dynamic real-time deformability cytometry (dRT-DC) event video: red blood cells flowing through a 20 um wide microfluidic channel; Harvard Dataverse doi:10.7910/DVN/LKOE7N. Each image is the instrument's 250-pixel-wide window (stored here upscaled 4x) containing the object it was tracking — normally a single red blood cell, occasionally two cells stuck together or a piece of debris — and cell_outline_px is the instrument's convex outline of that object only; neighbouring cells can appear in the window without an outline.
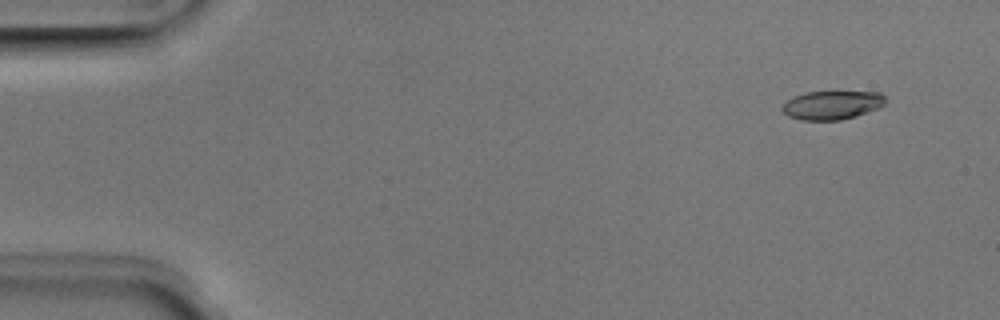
{"species": "Egyptian fruit bat (a non-hibernating species)", "species_latin": "Rousettus aegyptiacus", "temperature_condition": "room temperature", "stored_images_in_passage": 3, "camera_frame_rate_fps": 3000, "um_per_image_px": 0.085, "animal": {"sex": "male"}, "frame": {"image": 1, "passage_image": 1, "time_ms": 0.0, "image_size_px": [1000, 320], "cell_outline_px": [[884, 104], [880, 108], [856, 116], [840, 120], [800, 120], [788, 116], [780, 108], [792, 96], [808, 92], [880, 92], [884, 96]], "centroid_in_image_um": [70.71, 8.94], "position_along_channel_um": 14.3, "area_um2": 17.22}}
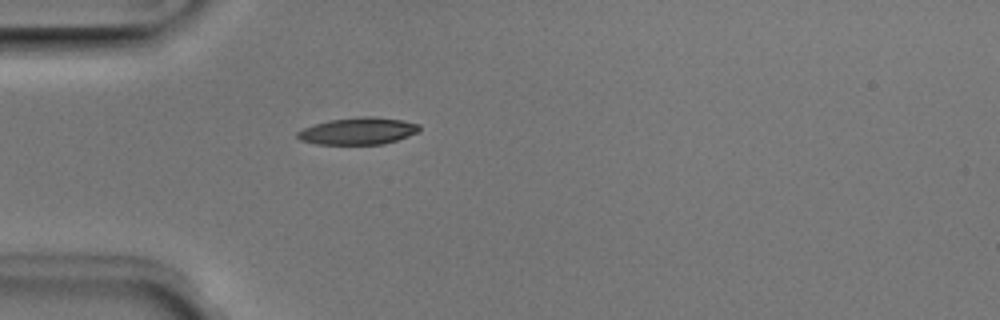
{"frame": {"image": 2, "passage_image": 3, "time_ms": 0.667, "image_size_px": [1000, 320], "cell_outline_px": [[420, 132], [384, 144], [316, 144], [300, 140], [296, 136], [296, 132], [304, 128], [328, 120], [360, 116], [376, 116], [404, 120], [420, 124]], "centroid_in_image_um": [30.47, 11.13], "position_along_channel_um": 54.5, "area_um2": 19.36}}